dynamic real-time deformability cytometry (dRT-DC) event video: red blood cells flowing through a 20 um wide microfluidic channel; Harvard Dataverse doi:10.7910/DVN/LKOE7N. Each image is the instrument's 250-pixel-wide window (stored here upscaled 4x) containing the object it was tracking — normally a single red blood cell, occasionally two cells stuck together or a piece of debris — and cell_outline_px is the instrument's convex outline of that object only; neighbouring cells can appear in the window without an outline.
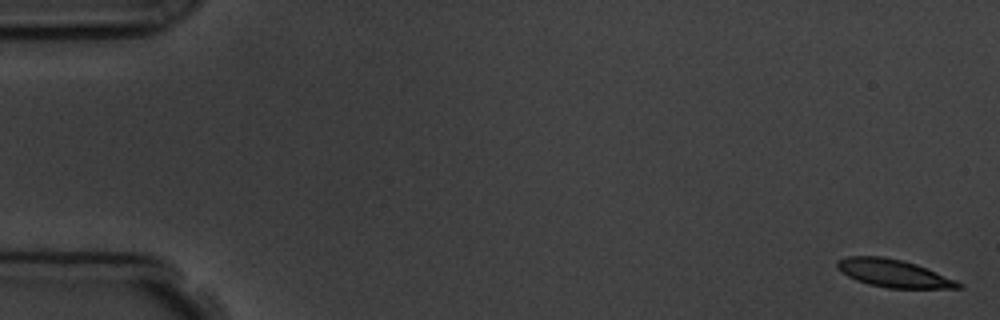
{"species": "common noctule bat (a hibernating species)", "species_latin": "Nyctalus noctula", "temperature_condition": "room temperature", "stored_images_in_passage": 5, "camera_frame_rate_fps": 3000, "um_per_image_px": 0.085, "animal": {"sex": "male", "body_mass_g": 19.5, "forearm_length_mm": 54.6}, "frame": {"image": 1, "passage_image": 1, "time_ms": 0.0, "image_size_px": [1000, 320], "cell_outline_px": [[964, 288], [888, 288], [868, 284], [856, 280], [848, 276], [836, 268], [836, 260], [848, 256], [884, 256], [904, 260], [916, 264], [956, 280], [964, 284]], "centroid_in_image_um": [75.94, 23.22], "position_along_channel_um": 9.1, "area_um2": 19.71}}
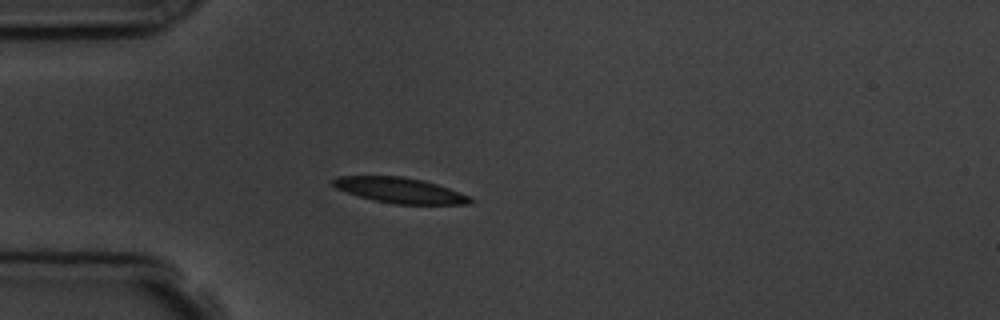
{"frame": {"image": 2, "passage_image": 5, "time_ms": 4.667, "image_size_px": [1000, 320], "cell_outline_px": [[476, 200], [472, 204], [396, 204], [372, 200], [356, 196], [336, 188], [332, 184], [332, 180], [336, 176], [404, 176], [424, 180], [472, 196]], "centroid_in_image_um": [34.02, 16.18], "position_along_channel_um": 51.0, "area_um2": 20.63}}